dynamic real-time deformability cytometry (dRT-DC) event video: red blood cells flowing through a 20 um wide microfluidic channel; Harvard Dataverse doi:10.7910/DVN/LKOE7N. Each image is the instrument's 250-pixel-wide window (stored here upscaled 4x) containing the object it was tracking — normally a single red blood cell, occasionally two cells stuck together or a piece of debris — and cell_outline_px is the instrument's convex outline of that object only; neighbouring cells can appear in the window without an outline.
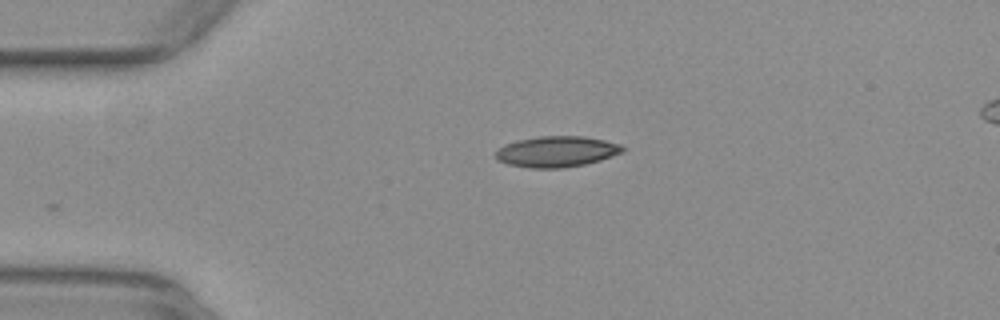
{"species": "common noctule bat (a hibernating species)", "species_latin": "Nyctalus noctula", "temperature_condition": "warm", "stored_images_in_passage": 33, "camera_frame_rate_fps": 3000, "um_per_image_px": 0.085, "animal": {"sex": "female", "body_mass_g": 29.2, "forearm_length_mm": 56.3}, "frame": {"image": 1, "passage_image": 1, "time_ms": 0.0, "image_size_px": [1000, 320], "cell_outline_px": [[628, 148], [624, 152], [600, 160], [584, 164], [564, 168], [528, 168], [508, 164], [496, 160], [496, 152], [504, 144], [516, 140], [540, 136], [584, 136], [604, 140], [620, 144]], "centroid_in_image_um": [47.33, 12.88], "position_along_channel_um": 37.7, "area_um2": 23.0}}
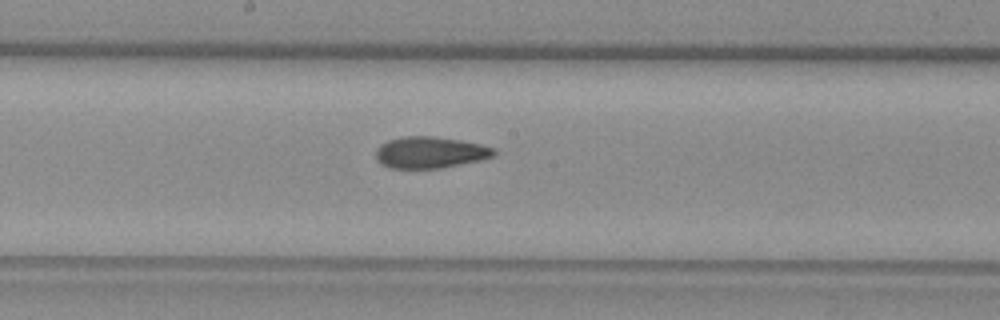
{"frame": {"image": 2, "passage_image": 17, "time_ms": 5.333, "image_size_px": [1000, 320], "cell_outline_px": [[496, 152], [492, 156], [480, 160], [440, 168], [388, 168], [380, 164], [376, 160], [376, 148], [380, 144], [388, 140], [404, 136], [436, 136], [460, 140], [480, 144], [496, 148]], "centroid_in_image_um": [36.52, 12.95], "position_along_channel_um": 211.7, "area_um2": 21.79}}
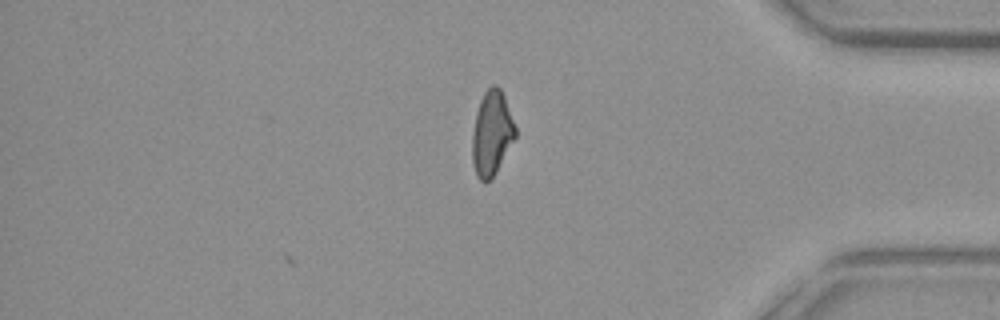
{"frame": {"image": 3, "passage_image": 33, "time_ms": 10.667, "image_size_px": [1000, 320], "cell_outline_px": [[516, 136], [492, 176], [484, 184], [476, 176], [472, 164], [472, 132], [476, 112], [480, 100], [484, 92], [492, 84], [496, 84], [500, 88], [504, 96], [516, 128]], "centroid_in_image_um": [41.77, 11.31], "position_along_channel_um": 393.4, "area_um2": 21.04}, "authors_computed_cell_mechanics": {"area_um2": 21.8484, "velocity_mm_per_s": 3.9266, "shape_relaxation_time_tau1_ms": null, "shape_relaxation_time_tau2_ms": 3.5709, "deformation_change_tau1": null, "deformation_change_tau2": 0.1103}}